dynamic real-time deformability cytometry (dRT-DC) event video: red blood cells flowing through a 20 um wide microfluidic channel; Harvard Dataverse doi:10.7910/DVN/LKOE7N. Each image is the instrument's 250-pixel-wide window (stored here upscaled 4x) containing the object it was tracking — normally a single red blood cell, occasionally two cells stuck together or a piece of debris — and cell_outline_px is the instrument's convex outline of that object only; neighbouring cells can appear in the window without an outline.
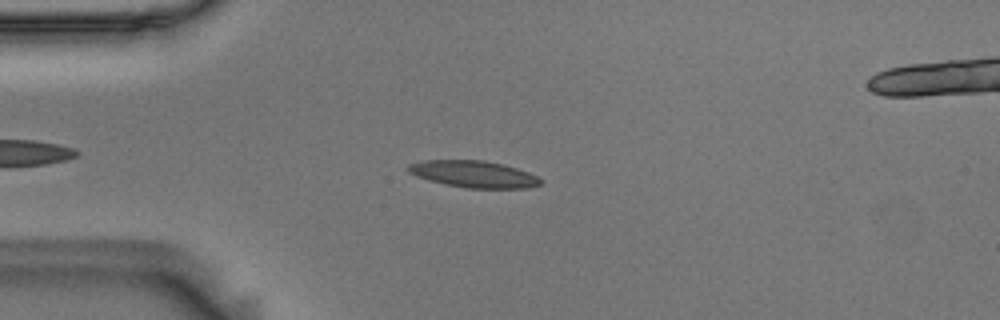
{"species": "Egyptian fruit bat (a non-hibernating species)", "species_latin": "Rousettus aegyptiacus", "temperature_condition": "room temperature", "stored_images_in_passage": 47, "camera_frame_rate_fps": 3000, "um_per_image_px": 0.085, "animal": {"sex": "male"}, "frame": {"image": 1, "passage_image": 9, "time_ms": 2.667, "image_size_px": [1000, 320], "cell_outline_px": [[544, 180], [540, 184], [524, 188], [468, 188], [444, 184], [416, 176], [408, 172], [408, 164], [424, 160], [484, 160], [516, 168], [528, 172]], "centroid_in_image_um": [40.25, 14.8], "position_along_channel_um": 44.8, "area_um2": 20.46}}
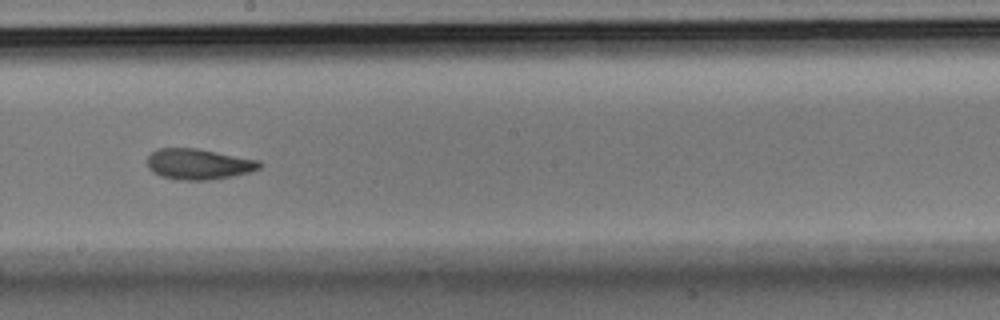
{"frame": {"image": 2, "passage_image": 26, "time_ms": 8.333, "image_size_px": [1000, 320], "cell_outline_px": [[264, 164], [260, 168], [248, 172], [232, 176], [208, 180], [180, 180], [160, 176], [148, 168], [148, 156], [152, 152], [160, 148], [196, 148], [260, 160]], "centroid_in_image_um": [16.9, 13.95], "position_along_channel_um": 231.3, "area_um2": 20.06}}
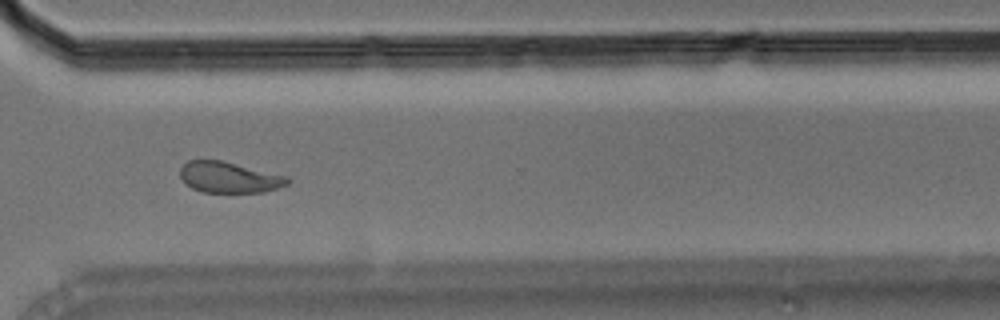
{"frame": {"image": 3, "passage_image": 36, "time_ms": 11.667, "image_size_px": [1000, 320], "cell_outline_px": [[292, 180], [288, 184], [264, 192], [200, 192], [192, 188], [180, 176], [180, 168], [188, 160], [220, 160], [288, 176]], "centroid_in_image_um": [19.49, 15.07], "position_along_channel_um": 351.1, "area_um2": 19.25}, "authors_computed_cell_mechanics": {"area_um2": 20.3456, "velocity_mm_per_s": 3.6007, "shape_relaxation_time_tau1_ms": 4.6786, "shape_relaxation_time_tau2_ms": 2.294, "deformation_change_tau1": 0.16, "deformation_change_tau2": 0.095}}